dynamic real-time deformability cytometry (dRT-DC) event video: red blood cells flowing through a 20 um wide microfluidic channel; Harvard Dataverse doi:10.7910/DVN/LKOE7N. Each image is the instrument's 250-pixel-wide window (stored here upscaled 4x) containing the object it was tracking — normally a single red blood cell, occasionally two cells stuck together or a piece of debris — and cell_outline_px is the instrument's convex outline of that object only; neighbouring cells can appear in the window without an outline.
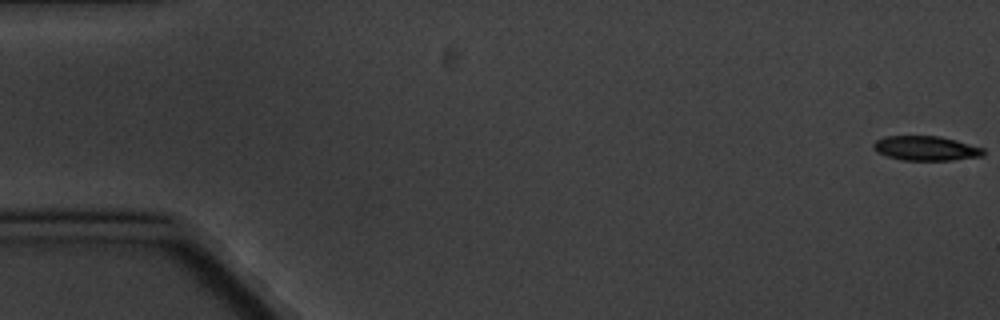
{"species": "common noctule bat (a hibernating species)", "species_latin": "Nyctalus noctula", "temperature_condition": "cold", "stored_images_in_passage": 5, "camera_frame_rate_fps": 3000, "um_per_image_px": 0.085, "animal": {"sex": "male", "body_mass_g": 20.1, "forearm_length_mm": 53.5}, "frame": {"image": 1, "passage_image": 1, "time_ms": 0.0, "image_size_px": [1000, 320], "cell_outline_px": [[984, 156], [952, 160], [904, 160], [888, 156], [876, 152], [872, 144], [876, 140], [884, 136], [940, 136], [956, 140], [984, 148]], "centroid_in_image_um": [78.71, 12.6], "position_along_channel_um": 6.3, "area_um2": 15.72}}
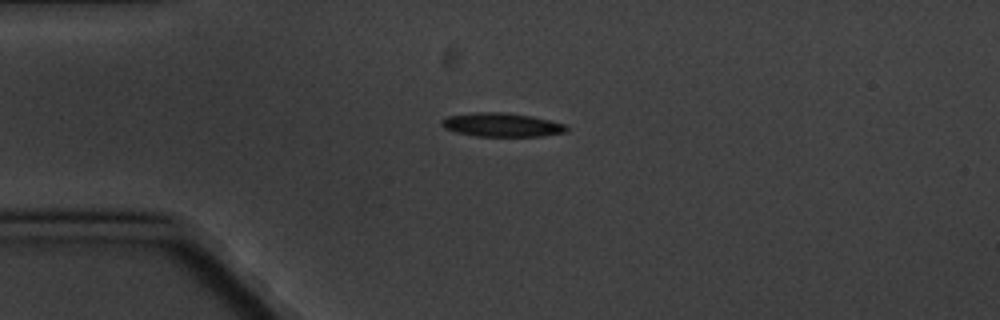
{"frame": {"image": 2, "passage_image": 5, "time_ms": 4.667, "image_size_px": [1000, 320], "cell_outline_px": [[568, 132], [544, 136], [476, 136], [456, 132], [444, 128], [440, 124], [440, 120], [448, 116], [476, 112], [508, 112], [532, 116], [564, 124], [568, 128]], "centroid_in_image_um": [42.65, 10.61], "position_along_channel_um": 42.4, "area_um2": 17.4}}